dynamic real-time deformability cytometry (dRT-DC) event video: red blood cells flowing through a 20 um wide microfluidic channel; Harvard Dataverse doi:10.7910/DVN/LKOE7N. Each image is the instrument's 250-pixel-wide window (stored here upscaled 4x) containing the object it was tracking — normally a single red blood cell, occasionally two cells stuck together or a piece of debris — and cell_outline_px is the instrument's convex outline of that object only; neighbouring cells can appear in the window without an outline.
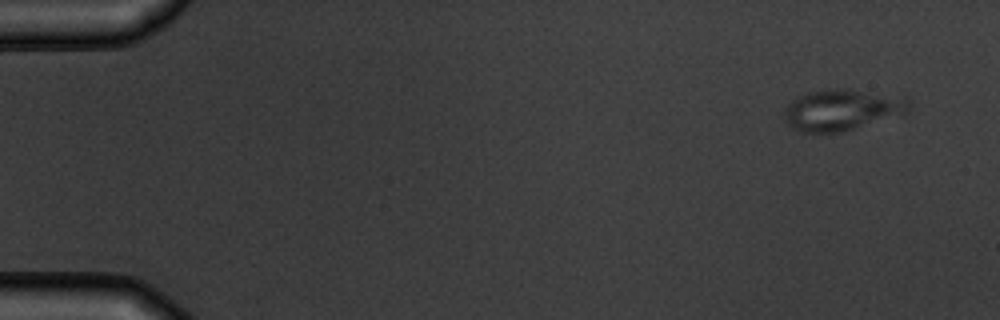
{"species": "common noctule bat (a hibernating species)", "species_latin": "Nyctalus noctula", "temperature_condition": "warm", "stored_images_in_passage": 4, "camera_frame_rate_fps": 3000, "um_per_image_px": 0.085, "animal": {"sex": "male", "body_mass_g": 19.5, "forearm_length_mm": 54.6}, "frame": {"image": 1, "passage_image": 1, "time_ms": 0.0, "image_size_px": [1000, 320], "cell_outline_px": [[912, 100], [908, 112], [844, 132], [800, 132], [792, 128], [784, 120], [784, 108], [792, 100], [808, 92], [836, 88], [844, 88], [904, 96]], "centroid_in_image_um": [71.59, 9.33], "position_along_channel_um": 13.4, "area_um2": 30.17}}